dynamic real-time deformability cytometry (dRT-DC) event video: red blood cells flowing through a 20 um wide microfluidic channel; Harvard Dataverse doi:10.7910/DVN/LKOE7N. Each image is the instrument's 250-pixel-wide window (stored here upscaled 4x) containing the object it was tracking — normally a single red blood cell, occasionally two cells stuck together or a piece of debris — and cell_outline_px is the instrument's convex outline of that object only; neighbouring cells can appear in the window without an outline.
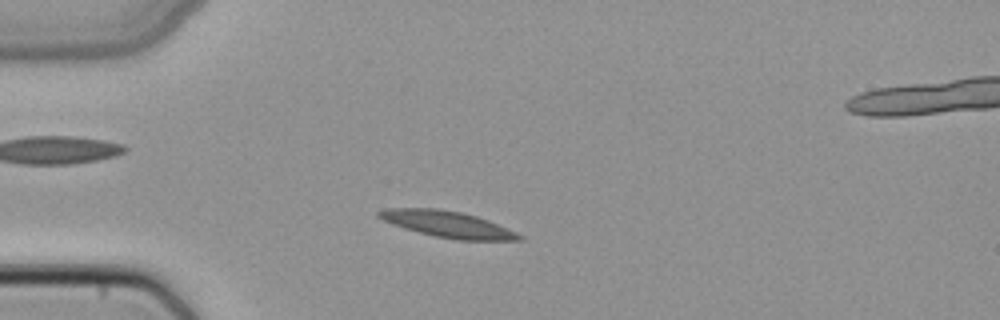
{"species": "common noctule bat (a hibernating species)", "species_latin": "Nyctalus noctula", "temperature_condition": "cold", "stored_images_in_passage": 45, "camera_frame_rate_fps": 3000, "um_per_image_px": 0.085, "animal": {"sex": "female", "body_mass_g": 22.7, "forearm_length_mm": 54.2}, "frame": {"image": 1, "passage_image": 8, "time_ms": 2.333, "image_size_px": [1000, 320], "cell_outline_px": [[524, 240], [456, 240], [436, 236], [404, 228], [392, 224], [376, 216], [376, 212], [384, 208], [436, 208], [464, 212], [488, 220], [516, 232], [524, 236]], "centroid_in_image_um": [38.04, 19.05], "position_along_channel_um": 47.0, "area_um2": 21.5}}
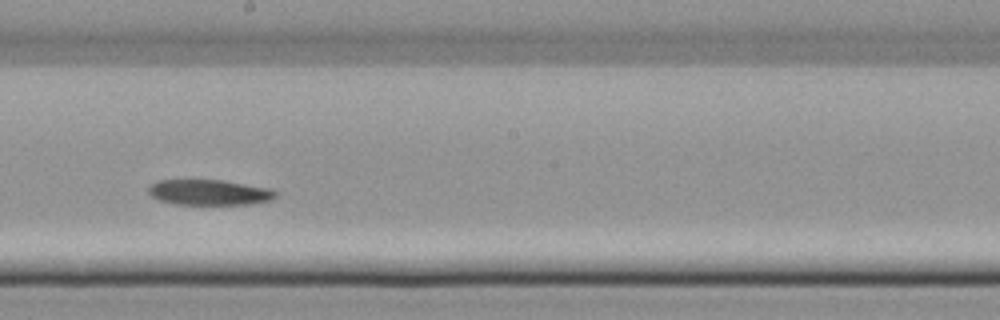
{"frame": {"image": 2, "passage_image": 23, "time_ms": 7.333, "image_size_px": [1000, 320], "cell_outline_px": [[276, 196], [272, 200], [252, 204], [172, 204], [156, 200], [148, 192], [148, 188], [156, 180], [224, 180], [272, 188], [276, 192]], "centroid_in_image_um": [17.79, 16.35], "position_along_channel_um": 230.4, "area_um2": 19.13}}
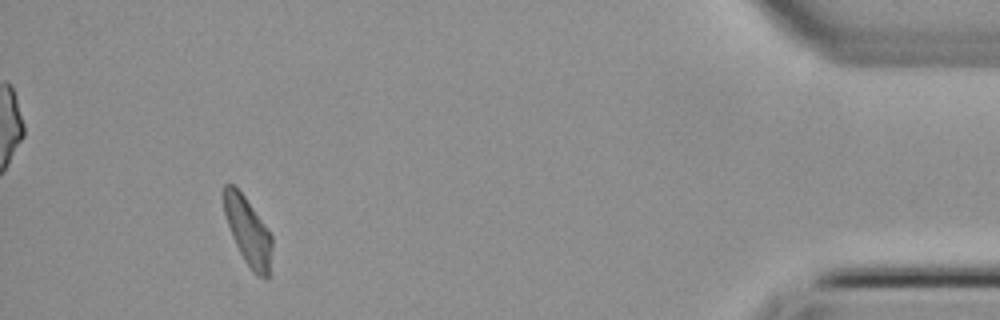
{"frame": {"image": 3, "passage_image": 41, "time_ms": 13.333, "image_size_px": [1000, 320], "cell_outline_px": [[272, 248], [268, 276], [256, 276], [252, 272], [244, 260], [232, 236], [224, 212], [220, 192], [224, 184], [232, 184], [244, 196], [272, 236]], "centroid_in_image_um": [21.03, 19.61], "position_along_channel_um": 414.2, "area_um2": 18.84}}